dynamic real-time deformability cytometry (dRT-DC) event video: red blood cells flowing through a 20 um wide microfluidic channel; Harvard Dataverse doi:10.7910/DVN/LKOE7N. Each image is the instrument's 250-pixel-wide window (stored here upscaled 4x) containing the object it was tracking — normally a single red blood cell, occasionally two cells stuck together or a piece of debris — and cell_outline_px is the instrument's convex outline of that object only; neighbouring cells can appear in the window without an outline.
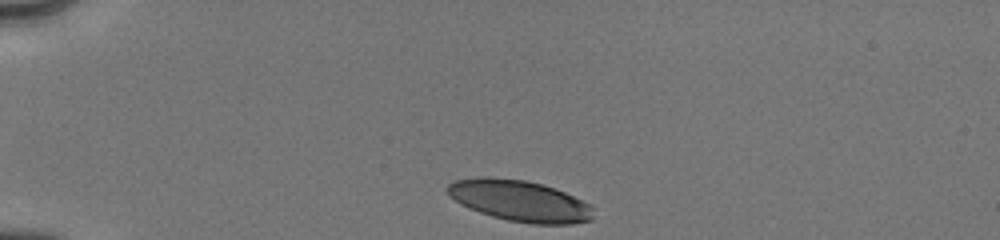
{"species": "human", "species_latin": "Homo sapiens", "temperature_condition": "cold", "stored_images_in_passage": 6, "camera_frame_rate_fps": 3000, "um_per_image_px": 0.085, "donor": {"sex": "male"}, "frame": {"image": 1, "passage_image": 1, "time_ms": 0.0, "image_size_px": [1000, 240], "cell_outline_px": [[592, 220], [572, 224], [532, 224], [508, 220], [492, 216], [468, 208], [460, 204], [444, 188], [448, 184], [456, 180], [480, 176], [488, 176], [524, 180], [540, 184], [564, 192], [588, 204], [592, 208]], "centroid_in_image_um": [44.13, 17.07], "position_along_channel_um": 40.9, "area_um2": 34.68}}
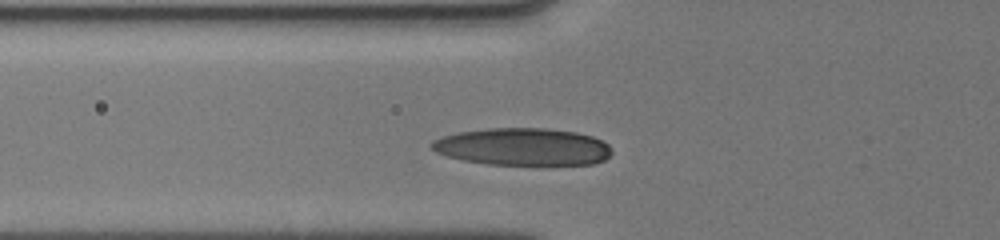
{"frame": {"image": 2, "passage_image": 5, "time_ms": 2.333, "image_size_px": [1000, 240], "cell_outline_px": [[612, 152], [604, 160], [592, 164], [488, 164], [464, 160], [448, 156], [436, 152], [428, 144], [432, 140], [456, 132], [488, 128], [548, 128], [576, 132], [592, 136], [608, 144], [612, 148]], "centroid_in_image_um": [44.42, 12.46], "position_along_channel_um": 81.4, "area_um2": 39.13}}